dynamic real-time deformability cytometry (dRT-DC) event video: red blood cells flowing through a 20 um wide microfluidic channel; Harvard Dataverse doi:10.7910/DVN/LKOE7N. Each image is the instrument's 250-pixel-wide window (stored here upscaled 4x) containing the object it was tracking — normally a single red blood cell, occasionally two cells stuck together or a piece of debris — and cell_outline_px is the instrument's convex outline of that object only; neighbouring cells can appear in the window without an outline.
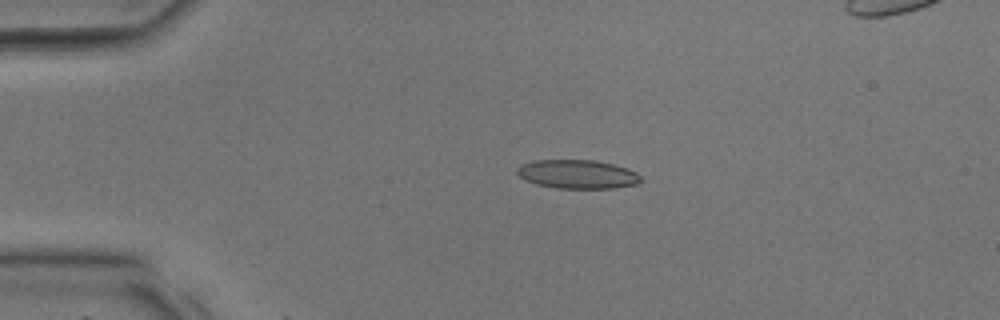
{"species": "common noctule bat (a hibernating species)", "species_latin": "Nyctalus noctula", "temperature_condition": "room temperature", "stored_images_in_passage": 5, "camera_frame_rate_fps": 3000, "um_per_image_px": 0.085, "animal": {"sex": "male", "body_mass_g": 17.9, "forearm_length_mm": 54.2}, "frame": {"image": 1, "passage_image": 3, "time_ms": 0.667, "image_size_px": [1000, 320], "cell_outline_px": [[644, 180], [636, 184], [616, 188], [556, 188], [536, 184], [524, 180], [516, 172], [516, 168], [520, 164], [532, 160], [596, 160], [628, 168], [636, 172]], "centroid_in_image_um": [49.07, 14.8], "position_along_channel_um": 35.9, "area_um2": 20.98}}